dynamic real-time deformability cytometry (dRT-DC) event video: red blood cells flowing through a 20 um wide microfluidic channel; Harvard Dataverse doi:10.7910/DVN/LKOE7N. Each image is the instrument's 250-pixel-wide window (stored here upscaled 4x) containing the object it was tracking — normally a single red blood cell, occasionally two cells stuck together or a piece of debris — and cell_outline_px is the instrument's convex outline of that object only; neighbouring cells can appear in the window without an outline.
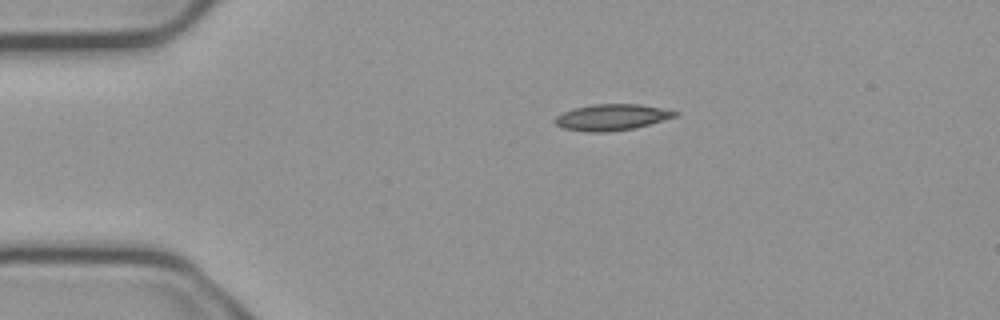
{"species": "common noctule bat (a hibernating species)", "species_latin": "Nyctalus noctula", "temperature_condition": "cold", "stored_images_in_passage": 44, "camera_frame_rate_fps": 3000, "um_per_image_px": 0.085, "animal": {"sex": "male", "body_mass_g": 23.1, "forearm_length_mm": 52.7}, "frame": {"image": 1, "passage_image": 1, "time_ms": 0.0, "image_size_px": [1000, 320], "cell_outline_px": [[680, 112], [676, 116], [636, 128], [604, 132], [588, 132], [564, 128], [556, 124], [552, 120], [556, 116], [572, 108], [592, 104], [640, 104]], "centroid_in_image_um": [51.97, 9.96], "position_along_channel_um": 33.0, "area_um2": 18.26}}
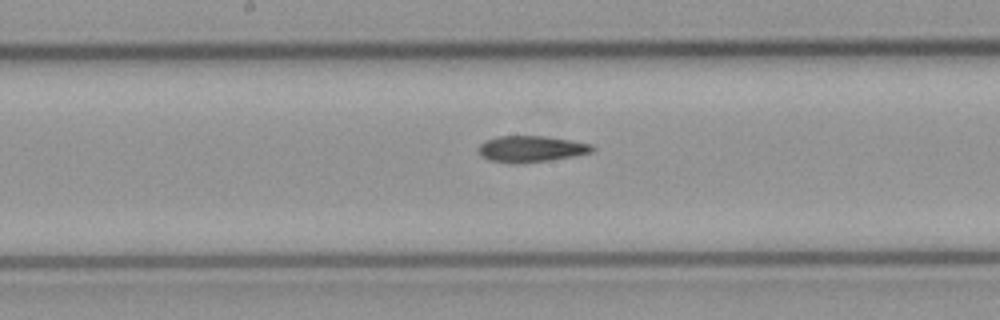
{"frame": {"image": 2, "passage_image": 18, "time_ms": 5.667, "image_size_px": [1000, 320], "cell_outline_px": [[596, 148], [592, 152], [572, 156], [548, 160], [516, 164], [512, 164], [488, 160], [480, 156], [476, 152], [476, 148], [484, 140], [496, 136], [544, 136], [592, 144]], "centroid_in_image_um": [45.04, 12.66], "position_along_channel_um": 203.2, "area_um2": 17.63}}
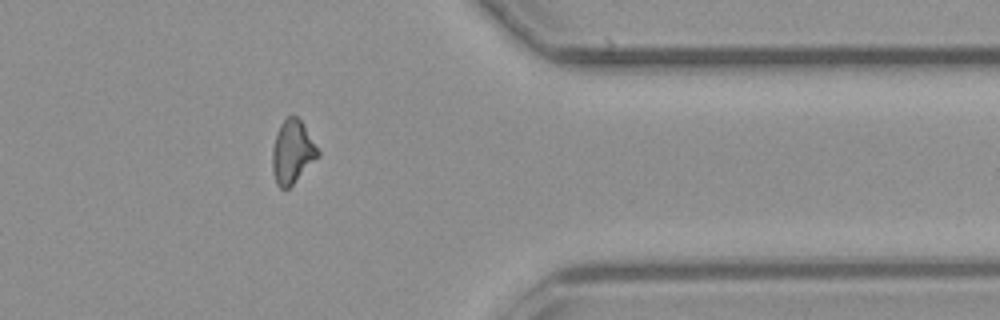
{"frame": {"image": 3, "passage_image": 34, "time_ms": 11.0, "image_size_px": [1000, 320], "cell_outline_px": [[320, 156], [288, 188], [280, 188], [276, 184], [272, 172], [272, 148], [280, 124], [292, 112], [300, 120], [320, 152]], "centroid_in_image_um": [24.84, 12.91], "position_along_channel_um": 386.6, "area_um2": 16.7}, "authors_computed_cell_mechanics": {"area_um2": 17.1955, "velocity_mm_per_s": 3.7582, "shape_relaxation_time_tau1_ms": 10.8546, "shape_relaxation_time_tau2_ms": null, "deformation_change_tau1": 0.2225, "deformation_change_tau2": null}}